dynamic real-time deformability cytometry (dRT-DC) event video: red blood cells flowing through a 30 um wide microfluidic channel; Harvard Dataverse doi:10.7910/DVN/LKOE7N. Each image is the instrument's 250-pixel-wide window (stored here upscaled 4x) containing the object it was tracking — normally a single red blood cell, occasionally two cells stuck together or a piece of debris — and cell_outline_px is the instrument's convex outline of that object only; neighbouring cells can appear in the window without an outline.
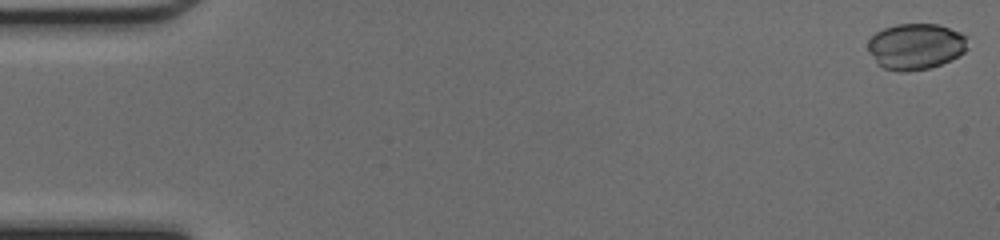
{"species": "common noctule bat (a hibernating species)", "species_latin": "Nyctalus noctula", "temperature_condition": "cold", "stored_images_in_passage": 49, "camera_frame_rate_fps": 3000, "um_per_image_px": 0.085, "animal": {"sex": "female", "body_mass_g": 17.0, "forearm_length_mm": 48.0}, "frame": {"image": 1, "passage_image": 1, "time_ms": 0.0, "image_size_px": [1000, 240], "cell_outline_px": [[968, 48], [964, 52], [952, 60], [928, 68], [908, 72], [900, 72], [884, 68], [876, 64], [868, 52], [868, 40], [876, 32], [884, 28], [896, 24], [940, 24], [960, 32], [968, 36]], "centroid_in_image_um": [77.84, 3.95], "position_along_channel_um": 7.2, "area_um2": 27.22}}
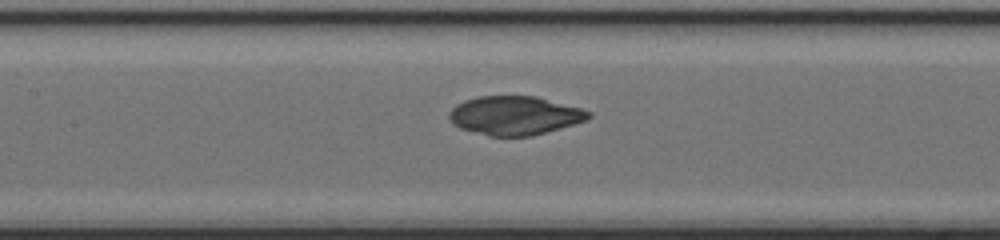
{"frame": {"image": 2, "passage_image": 23, "time_ms": 7.333, "image_size_px": [1000, 240], "cell_outline_px": [[592, 116], [588, 120], [532, 136], [488, 136], [460, 128], [452, 124], [448, 116], [448, 112], [456, 104], [464, 100], [476, 96], [536, 96], [580, 108], [592, 112]], "centroid_in_image_um": [43.73, 9.82], "position_along_channel_um": 163.7, "area_um2": 31.67}}
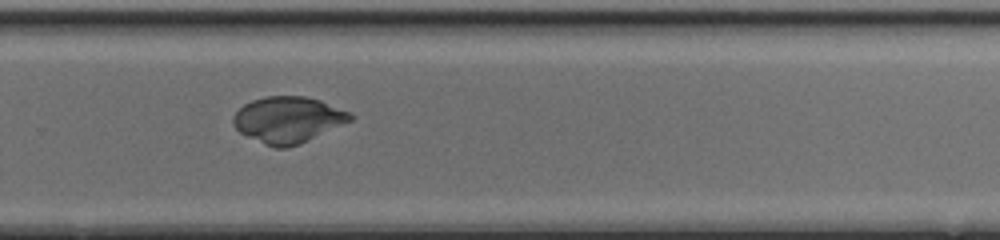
{"frame": {"image": 3, "passage_image": 33, "time_ms": 10.667, "image_size_px": [1000, 240], "cell_outline_px": [[356, 116], [352, 120], [300, 144], [288, 148], [276, 148], [264, 144], [240, 132], [232, 124], [232, 116], [244, 104], [252, 100], [264, 96], [304, 96], [320, 100], [352, 112]], "centroid_in_image_um": [24.5, 10.17], "position_along_channel_um": 305.3, "area_um2": 31.67}}